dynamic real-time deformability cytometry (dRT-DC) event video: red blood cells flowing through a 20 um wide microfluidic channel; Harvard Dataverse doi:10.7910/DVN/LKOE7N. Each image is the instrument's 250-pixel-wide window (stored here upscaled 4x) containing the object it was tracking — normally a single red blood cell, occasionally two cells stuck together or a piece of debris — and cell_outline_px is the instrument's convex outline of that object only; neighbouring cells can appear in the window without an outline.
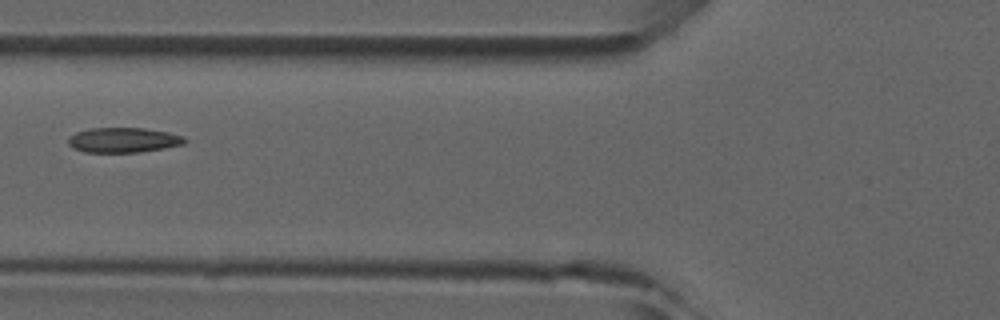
{"species": "common noctule bat (a hibernating species)", "species_latin": "Nyctalus noctula", "temperature_condition": "room temperature", "stored_images_in_passage": 8, "camera_frame_rate_fps": 3000, "um_per_image_px": 0.085, "animal": {"sex": "male", "forearm_length_mm": 52.5}, "frame": {"image": 1, "passage_image": 6, "time_ms": 5.667, "image_size_px": [1000, 320], "cell_outline_px": [[188, 140], [184, 144], [164, 148], [140, 152], [84, 152], [72, 148], [68, 144], [68, 136], [76, 132], [92, 128], [144, 128], [168, 132], [184, 136]], "centroid_in_image_um": [10.48, 11.9], "position_along_channel_um": 115.3, "area_um2": 17.05}}
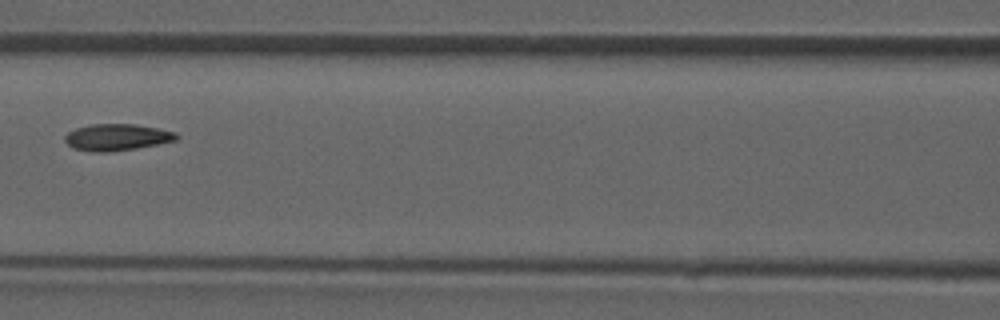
{"frame": {"image": 2, "passage_image": 7, "time_ms": 6.667, "image_size_px": [1000, 320], "cell_outline_px": [[180, 136], [176, 140], [136, 148], [108, 152], [92, 152], [72, 148], [64, 140], [64, 136], [68, 132], [76, 128], [88, 124], [136, 124], [160, 128], [176, 132]], "centroid_in_image_um": [9.93, 11.66], "position_along_channel_um": 156.7, "area_um2": 17.46}}